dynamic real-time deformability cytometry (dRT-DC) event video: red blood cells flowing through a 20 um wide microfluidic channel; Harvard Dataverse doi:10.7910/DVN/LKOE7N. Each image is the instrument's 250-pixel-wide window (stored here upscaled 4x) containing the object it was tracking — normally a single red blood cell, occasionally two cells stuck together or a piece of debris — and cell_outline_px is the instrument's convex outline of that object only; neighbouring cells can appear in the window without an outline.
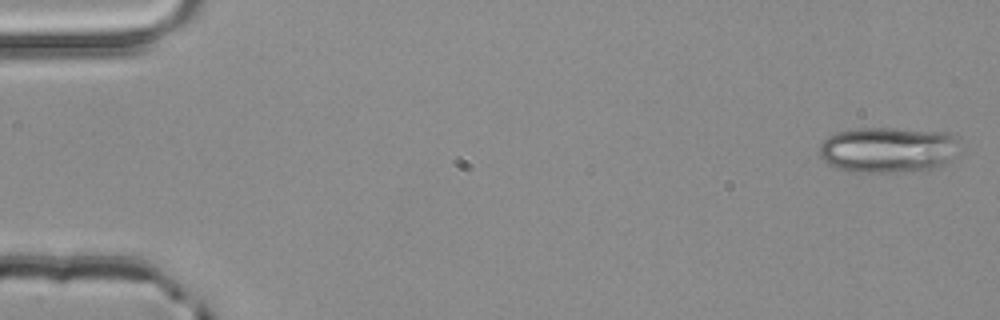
{"species": "common noctule bat (a hibernating species)", "species_latin": "Nyctalus noctula", "temperature_condition": "room temperature", "stored_images_in_passage": 5, "segment_of_instrument_passage": [1, 2], "camera_frame_rate_fps": 3000, "um_per_image_px": 0.085, "animal": {"sex": "male", "body_mass_g": 20.4}, "frame": {"image": 1, "passage_image": 1, "time_ms": 0.0, "image_size_px": [1000, 320], "cell_outline_px": [[956, 136], [948, 160], [940, 168], [904, 172], [856, 172], [840, 168], [824, 160], [820, 156], [820, 144], [828, 136], [836, 132], [860, 128], [892, 128], [948, 132]], "centroid_in_image_um": [75.43, 12.73], "position_along_channel_um": 9.6, "area_um2": 36.76}}